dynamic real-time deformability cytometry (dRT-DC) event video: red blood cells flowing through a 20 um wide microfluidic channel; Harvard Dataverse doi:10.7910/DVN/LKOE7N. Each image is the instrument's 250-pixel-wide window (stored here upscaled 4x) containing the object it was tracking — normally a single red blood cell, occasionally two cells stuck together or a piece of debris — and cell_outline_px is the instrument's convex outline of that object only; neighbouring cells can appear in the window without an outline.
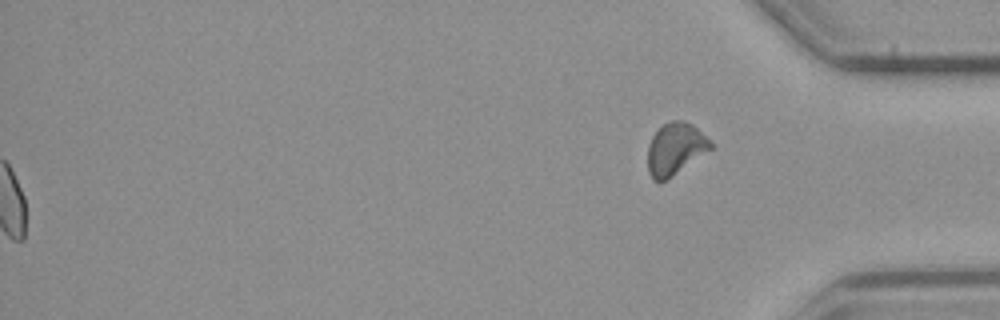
{"species": "common noctule bat (a hibernating species)", "species_latin": "Nyctalus noctula", "temperature_condition": "cold", "stored_images_in_passage": 54, "segment_of_instrument_passage": [2, 2], "camera_frame_rate_fps": 3000, "um_per_image_px": 0.085, "animal": {"sex": "male", "body_mass_g": 23.1, "forearm_length_mm": 52.7}, "frame": {"image": 1, "passage_image": 54, "time_ms": 17.667, "image_size_px": [1000, 320], "cell_outline_px": [[712, 148], [672, 176], [660, 184], [652, 180], [648, 172], [648, 144], [652, 136], [664, 124], [672, 120], [680, 120], [692, 124], [712, 144]], "centroid_in_image_um": [57.34, 12.69], "position_along_channel_um": 377.9, "area_um2": 18.79}}